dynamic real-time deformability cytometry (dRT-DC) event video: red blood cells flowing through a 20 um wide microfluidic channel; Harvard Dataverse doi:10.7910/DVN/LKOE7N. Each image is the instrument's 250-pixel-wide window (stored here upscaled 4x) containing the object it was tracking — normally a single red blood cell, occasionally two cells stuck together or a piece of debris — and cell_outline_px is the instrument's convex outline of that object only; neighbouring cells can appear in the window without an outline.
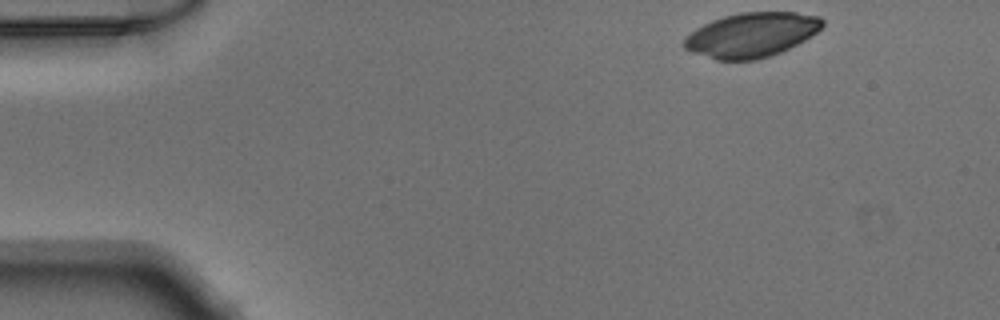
{"species": "Egyptian fruit bat (a non-hibernating species)", "species_latin": "Rousettus aegyptiacus", "temperature_condition": "warm", "stored_images_in_passage": 46, "camera_frame_rate_fps": 3000, "um_per_image_px": 0.085, "animal": {"sex": "male"}, "frame": {"image": 1, "passage_image": 1, "time_ms": 0.0, "image_size_px": [1000, 320], "cell_outline_px": [[824, 24], [816, 32], [804, 40], [780, 52], [756, 60], [716, 60], [692, 52], [684, 48], [684, 36], [696, 28], [712, 20], [724, 16], [740, 12], [796, 12], [820, 16], [824, 20]], "centroid_in_image_um": [63.86, 2.96], "position_along_channel_um": 21.1, "area_um2": 35.84}}
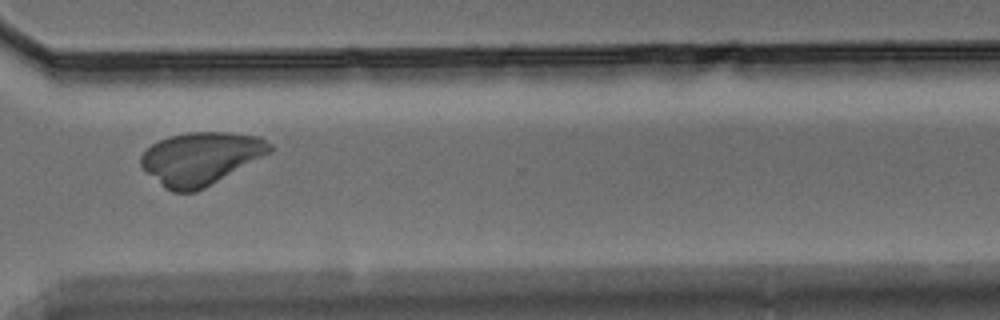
{"frame": {"image": 2, "passage_image": 33, "time_ms": 10.667, "image_size_px": [1000, 320], "cell_outline_px": [[272, 152], [204, 188], [196, 192], [172, 192], [164, 188], [140, 164], [140, 156], [152, 144], [168, 136], [188, 132], [228, 132], [260, 136], [272, 144]], "centroid_in_image_um": [17.08, 13.45], "position_along_channel_um": 353.5, "area_um2": 39.48}}
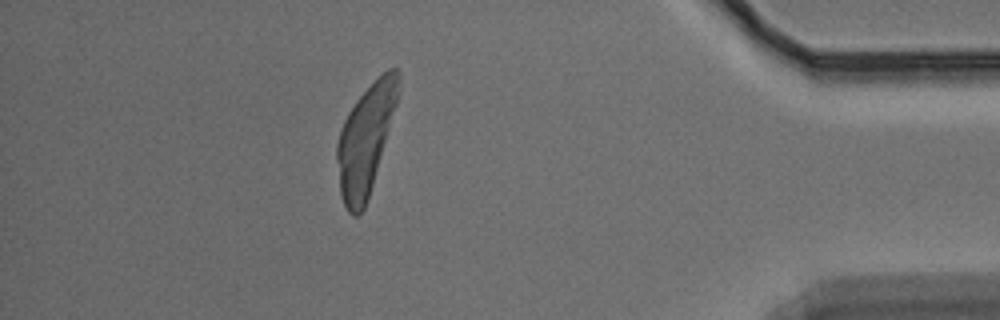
{"frame": {"image": 3, "passage_image": 40, "time_ms": 13.0, "image_size_px": [1000, 320], "cell_outline_px": [[400, 92], [368, 200], [364, 208], [356, 216], [352, 216], [348, 212], [340, 196], [336, 160], [336, 144], [340, 128], [348, 112], [356, 100], [388, 68], [396, 68], [400, 72]], "centroid_in_image_um": [31.06, 11.88], "position_along_channel_um": 404.1, "area_um2": 38.9}}